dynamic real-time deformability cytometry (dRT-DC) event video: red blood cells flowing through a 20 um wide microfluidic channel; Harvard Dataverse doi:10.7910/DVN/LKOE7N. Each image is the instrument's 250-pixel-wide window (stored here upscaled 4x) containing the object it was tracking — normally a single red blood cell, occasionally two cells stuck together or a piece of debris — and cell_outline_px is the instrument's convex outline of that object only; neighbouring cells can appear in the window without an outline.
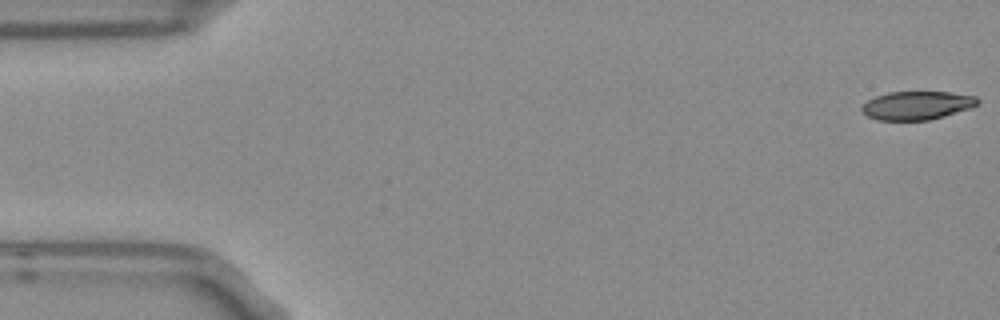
{"species": "Egyptian fruit bat (a non-hibernating species)", "species_latin": "Rousettus aegyptiacus", "temperature_condition": "room temperature", "stored_images_in_passage": 47, "camera_frame_rate_fps": 3000, "um_per_image_px": 0.085, "frame": {"image": 1, "passage_image": 1, "time_ms": 0.0, "image_size_px": [1000, 320], "cell_outline_px": [[980, 100], [976, 104], [968, 108], [944, 116], [928, 120], [880, 120], [868, 116], [860, 112], [860, 108], [868, 100], [876, 96], [888, 92], [948, 92], [976, 96]], "centroid_in_image_um": [77.9, 8.96], "position_along_channel_um": 7.1, "area_um2": 19.02}}
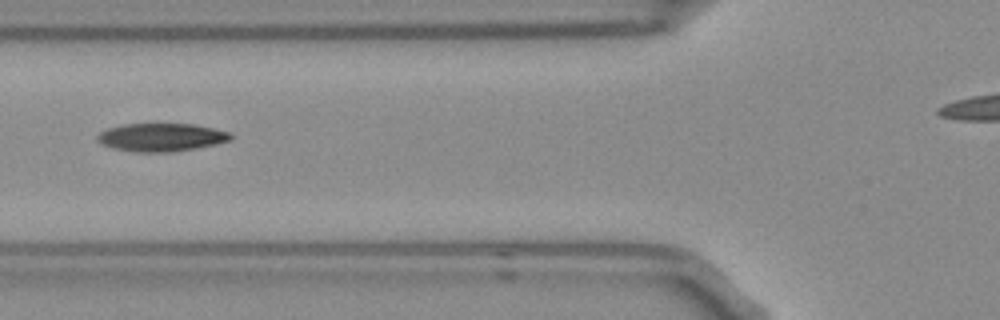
{"frame": {"image": 2, "passage_image": 20, "time_ms": 6.333, "image_size_px": [1000, 320], "cell_outline_px": [[232, 136], [228, 140], [216, 144], [196, 148], [168, 152], [136, 152], [116, 148], [104, 144], [96, 140], [96, 136], [100, 132], [108, 128], [120, 124], [152, 120], [192, 124], [212, 128], [228, 132]], "centroid_in_image_um": [13.65, 11.6], "position_along_channel_um": 112.2, "area_um2": 22.54}}
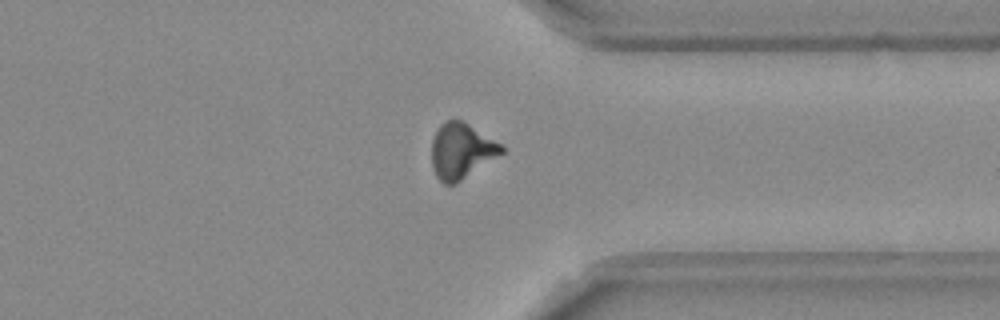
{"frame": {"image": 3, "passage_image": 41, "time_ms": 13.333, "image_size_px": [1000, 320], "cell_outline_px": [[504, 152], [456, 184], [444, 184], [436, 176], [432, 168], [432, 140], [440, 124], [444, 120], [464, 120], [500, 144], [504, 148]], "centroid_in_image_um": [39.19, 12.82], "position_along_channel_um": 372.2, "area_um2": 22.54}}